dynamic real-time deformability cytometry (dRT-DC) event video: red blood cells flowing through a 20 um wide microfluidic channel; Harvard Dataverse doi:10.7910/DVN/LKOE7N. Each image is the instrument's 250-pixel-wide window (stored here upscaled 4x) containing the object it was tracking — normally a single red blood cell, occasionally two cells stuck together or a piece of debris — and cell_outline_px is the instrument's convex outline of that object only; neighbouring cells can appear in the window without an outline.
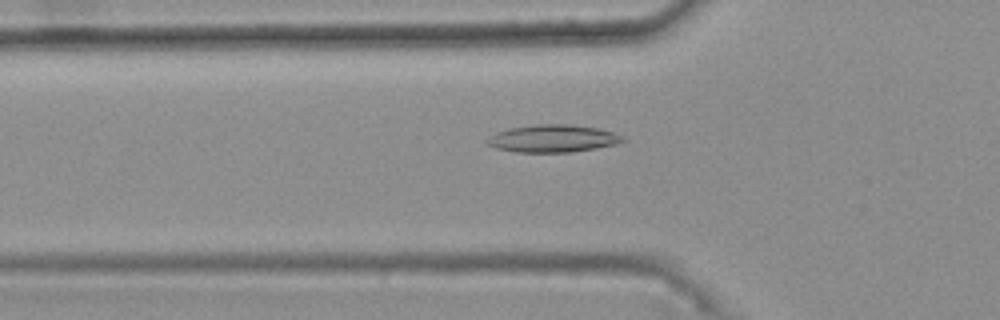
{"species": "common noctule bat (a hibernating species)", "species_latin": "Nyctalus noctula", "temperature_condition": "warm", "stored_images_in_passage": 43, "camera_frame_rate_fps": 3000, "um_per_image_px": 0.085, "animal": {"sex": "female", "body_mass_g": 25.1}, "frame": {"image": 1, "passage_image": 13, "time_ms": 4.0, "image_size_px": [1000, 320], "cell_outline_px": [[628, 140], [616, 144], [596, 148], [572, 152], [516, 152], [496, 148], [488, 144], [484, 140], [488, 136], [496, 132], [508, 128], [532, 124], [568, 124], [600, 128], [624, 136]], "centroid_in_image_um": [46.98, 11.76], "position_along_channel_um": 78.8, "area_um2": 22.02}}
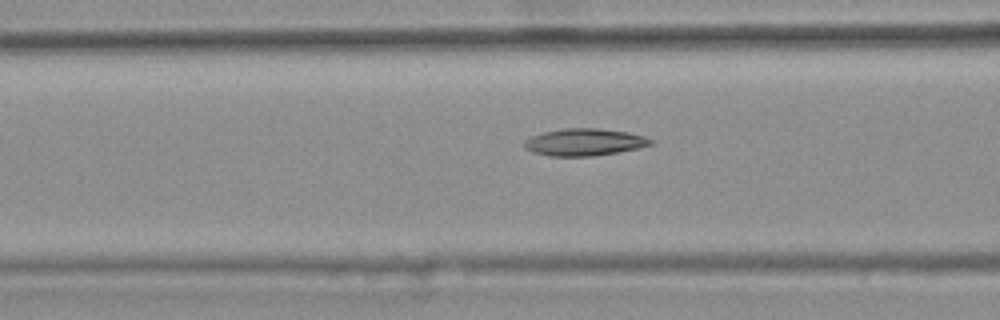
{"frame": {"image": 2, "passage_image": 16, "time_ms": 5.0, "image_size_px": [1000, 320], "cell_outline_px": [[652, 144], [640, 148], [592, 156], [548, 156], [532, 152], [524, 148], [524, 140], [532, 136], [544, 132], [564, 128], [596, 128], [628, 132], [644, 136], [652, 140]], "centroid_in_image_um": [49.65, 12.08], "position_along_channel_um": 117.0, "area_um2": 19.94}}
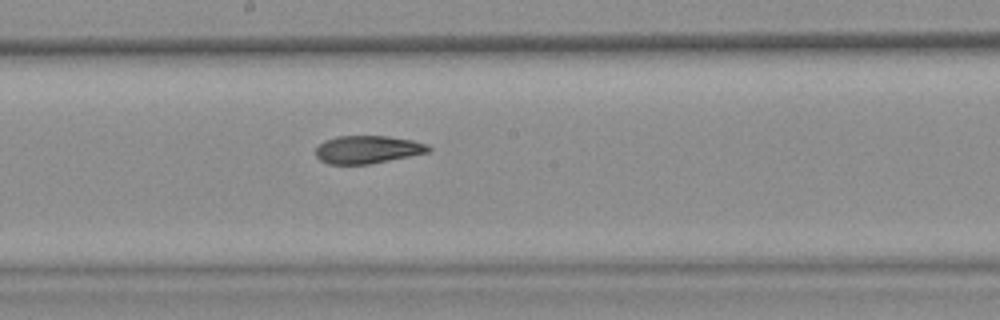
{"frame": {"image": 3, "passage_image": 24, "time_ms": 7.667, "image_size_px": [1000, 320], "cell_outline_px": [[432, 148], [428, 152], [368, 164], [328, 164], [320, 160], [316, 156], [316, 148], [324, 140], [336, 136], [388, 136], [412, 140], [428, 144]], "centroid_in_image_um": [31.22, 12.7], "position_along_channel_um": 217.0, "area_um2": 18.21}, "authors_computed_cell_mechanics": {"area_um2": 19.1896, "velocity_mm_per_s": 3.7605, "shape_relaxation_time_tau1_ms": null, "shape_relaxation_time_tau2_ms": 3.0172, "deformation_change_tau1": null, "deformation_change_tau2": 0.1059}}